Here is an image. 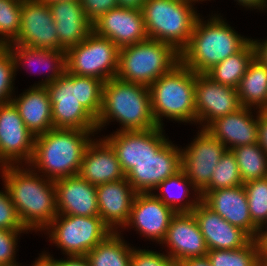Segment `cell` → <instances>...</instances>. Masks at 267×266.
I'll return each mask as SVG.
<instances>
[{"mask_svg": "<svg viewBox=\"0 0 267 266\" xmlns=\"http://www.w3.org/2000/svg\"><path fill=\"white\" fill-rule=\"evenodd\" d=\"M197 137L182 151V170L201 193L210 183L212 173L226 147L207 130L198 131Z\"/></svg>", "mask_w": 267, "mask_h": 266, "instance_id": "4fadbf2b", "label": "cell"}, {"mask_svg": "<svg viewBox=\"0 0 267 266\" xmlns=\"http://www.w3.org/2000/svg\"><path fill=\"white\" fill-rule=\"evenodd\" d=\"M67 256H86L113 231L100 216L58 214L44 229Z\"/></svg>", "mask_w": 267, "mask_h": 266, "instance_id": "9c48e42d", "label": "cell"}, {"mask_svg": "<svg viewBox=\"0 0 267 266\" xmlns=\"http://www.w3.org/2000/svg\"><path fill=\"white\" fill-rule=\"evenodd\" d=\"M35 136L26 127L12 102L0 104V167L28 165L34 152Z\"/></svg>", "mask_w": 267, "mask_h": 266, "instance_id": "8fae6325", "label": "cell"}, {"mask_svg": "<svg viewBox=\"0 0 267 266\" xmlns=\"http://www.w3.org/2000/svg\"><path fill=\"white\" fill-rule=\"evenodd\" d=\"M236 89L243 107L267 110V66L254 57Z\"/></svg>", "mask_w": 267, "mask_h": 266, "instance_id": "f1b7e54d", "label": "cell"}, {"mask_svg": "<svg viewBox=\"0 0 267 266\" xmlns=\"http://www.w3.org/2000/svg\"><path fill=\"white\" fill-rule=\"evenodd\" d=\"M255 57V47L250 40L239 52L210 69L206 75L214 82L237 88L240 79L244 76L248 65Z\"/></svg>", "mask_w": 267, "mask_h": 266, "instance_id": "4dcf8cb0", "label": "cell"}, {"mask_svg": "<svg viewBox=\"0 0 267 266\" xmlns=\"http://www.w3.org/2000/svg\"><path fill=\"white\" fill-rule=\"evenodd\" d=\"M201 201L215 213L233 226L245 231L252 239H256L259 228L253 223L247 202V194L243 185L232 188L202 191Z\"/></svg>", "mask_w": 267, "mask_h": 266, "instance_id": "ffe728a7", "label": "cell"}, {"mask_svg": "<svg viewBox=\"0 0 267 266\" xmlns=\"http://www.w3.org/2000/svg\"><path fill=\"white\" fill-rule=\"evenodd\" d=\"M247 194L249 213L253 223L264 228L267 222V177L251 180L243 184Z\"/></svg>", "mask_w": 267, "mask_h": 266, "instance_id": "d590c367", "label": "cell"}, {"mask_svg": "<svg viewBox=\"0 0 267 266\" xmlns=\"http://www.w3.org/2000/svg\"><path fill=\"white\" fill-rule=\"evenodd\" d=\"M261 246V252L267 257V238H256Z\"/></svg>", "mask_w": 267, "mask_h": 266, "instance_id": "681fc988", "label": "cell"}, {"mask_svg": "<svg viewBox=\"0 0 267 266\" xmlns=\"http://www.w3.org/2000/svg\"><path fill=\"white\" fill-rule=\"evenodd\" d=\"M95 132L52 128L37 135L33 156L28 165L52 181L78 175L84 152Z\"/></svg>", "mask_w": 267, "mask_h": 266, "instance_id": "3957f363", "label": "cell"}, {"mask_svg": "<svg viewBox=\"0 0 267 266\" xmlns=\"http://www.w3.org/2000/svg\"><path fill=\"white\" fill-rule=\"evenodd\" d=\"M92 31L119 48L148 39L142 9H111L92 23Z\"/></svg>", "mask_w": 267, "mask_h": 266, "instance_id": "e0dca14e", "label": "cell"}, {"mask_svg": "<svg viewBox=\"0 0 267 266\" xmlns=\"http://www.w3.org/2000/svg\"><path fill=\"white\" fill-rule=\"evenodd\" d=\"M0 229L28 231L19 219L16 208L5 185L4 191L0 190Z\"/></svg>", "mask_w": 267, "mask_h": 266, "instance_id": "f35d334b", "label": "cell"}, {"mask_svg": "<svg viewBox=\"0 0 267 266\" xmlns=\"http://www.w3.org/2000/svg\"><path fill=\"white\" fill-rule=\"evenodd\" d=\"M239 5L244 6L245 8L265 10L267 8V0H236Z\"/></svg>", "mask_w": 267, "mask_h": 266, "instance_id": "7dc6e473", "label": "cell"}, {"mask_svg": "<svg viewBox=\"0 0 267 266\" xmlns=\"http://www.w3.org/2000/svg\"><path fill=\"white\" fill-rule=\"evenodd\" d=\"M12 44L66 51L60 44L49 5L37 0H22L20 31Z\"/></svg>", "mask_w": 267, "mask_h": 266, "instance_id": "7c38bea8", "label": "cell"}, {"mask_svg": "<svg viewBox=\"0 0 267 266\" xmlns=\"http://www.w3.org/2000/svg\"><path fill=\"white\" fill-rule=\"evenodd\" d=\"M117 121V131L146 130L158 127L151 112L148 86L123 81L117 77L106 81L103 86V102L97 119V132L107 123Z\"/></svg>", "mask_w": 267, "mask_h": 266, "instance_id": "5b68a950", "label": "cell"}, {"mask_svg": "<svg viewBox=\"0 0 267 266\" xmlns=\"http://www.w3.org/2000/svg\"><path fill=\"white\" fill-rule=\"evenodd\" d=\"M11 102L17 108L26 127L34 136L46 133L53 127L52 104L46 87L32 86Z\"/></svg>", "mask_w": 267, "mask_h": 266, "instance_id": "4316f807", "label": "cell"}, {"mask_svg": "<svg viewBox=\"0 0 267 266\" xmlns=\"http://www.w3.org/2000/svg\"><path fill=\"white\" fill-rule=\"evenodd\" d=\"M259 266H267V257L261 252Z\"/></svg>", "mask_w": 267, "mask_h": 266, "instance_id": "816d5d0a", "label": "cell"}, {"mask_svg": "<svg viewBox=\"0 0 267 266\" xmlns=\"http://www.w3.org/2000/svg\"><path fill=\"white\" fill-rule=\"evenodd\" d=\"M182 169V151L168 141L156 155L144 158L125 178L137 193H151L168 177Z\"/></svg>", "mask_w": 267, "mask_h": 266, "instance_id": "2e32d148", "label": "cell"}, {"mask_svg": "<svg viewBox=\"0 0 267 266\" xmlns=\"http://www.w3.org/2000/svg\"><path fill=\"white\" fill-rule=\"evenodd\" d=\"M120 232H112L86 255L90 266H130L133 247Z\"/></svg>", "mask_w": 267, "mask_h": 266, "instance_id": "1f68e13d", "label": "cell"}, {"mask_svg": "<svg viewBox=\"0 0 267 266\" xmlns=\"http://www.w3.org/2000/svg\"><path fill=\"white\" fill-rule=\"evenodd\" d=\"M178 266H212L208 257H192L182 260Z\"/></svg>", "mask_w": 267, "mask_h": 266, "instance_id": "bcb514c9", "label": "cell"}, {"mask_svg": "<svg viewBox=\"0 0 267 266\" xmlns=\"http://www.w3.org/2000/svg\"><path fill=\"white\" fill-rule=\"evenodd\" d=\"M14 78L15 67L12 55L6 46H0V104L9 103L14 97L12 96L15 92Z\"/></svg>", "mask_w": 267, "mask_h": 266, "instance_id": "74e56055", "label": "cell"}, {"mask_svg": "<svg viewBox=\"0 0 267 266\" xmlns=\"http://www.w3.org/2000/svg\"><path fill=\"white\" fill-rule=\"evenodd\" d=\"M37 1H41V2H43V3H47V4H49V3H52V2L62 1V0H37Z\"/></svg>", "mask_w": 267, "mask_h": 266, "instance_id": "db71d44e", "label": "cell"}, {"mask_svg": "<svg viewBox=\"0 0 267 266\" xmlns=\"http://www.w3.org/2000/svg\"><path fill=\"white\" fill-rule=\"evenodd\" d=\"M130 266H178L167 253L146 249H132Z\"/></svg>", "mask_w": 267, "mask_h": 266, "instance_id": "ab89813d", "label": "cell"}, {"mask_svg": "<svg viewBox=\"0 0 267 266\" xmlns=\"http://www.w3.org/2000/svg\"><path fill=\"white\" fill-rule=\"evenodd\" d=\"M6 47L9 49L15 67V75L19 66L28 65H43L49 71V74L45 80L33 86H43L56 81L58 78L63 76L67 71L66 64V51L64 50H47V49H35L32 47L19 45V44H8ZM23 62V63H22ZM21 63V64H20ZM27 66V67H28Z\"/></svg>", "mask_w": 267, "mask_h": 266, "instance_id": "83f0119b", "label": "cell"}, {"mask_svg": "<svg viewBox=\"0 0 267 266\" xmlns=\"http://www.w3.org/2000/svg\"><path fill=\"white\" fill-rule=\"evenodd\" d=\"M22 0H0V46L12 44L21 25Z\"/></svg>", "mask_w": 267, "mask_h": 266, "instance_id": "8d00e7d4", "label": "cell"}, {"mask_svg": "<svg viewBox=\"0 0 267 266\" xmlns=\"http://www.w3.org/2000/svg\"><path fill=\"white\" fill-rule=\"evenodd\" d=\"M31 266H45L38 258L34 261L33 265Z\"/></svg>", "mask_w": 267, "mask_h": 266, "instance_id": "f5cc1de1", "label": "cell"}, {"mask_svg": "<svg viewBox=\"0 0 267 266\" xmlns=\"http://www.w3.org/2000/svg\"><path fill=\"white\" fill-rule=\"evenodd\" d=\"M175 212L165 205L153 192L137 193L125 229L133 226L147 239L161 244L166 237L171 218Z\"/></svg>", "mask_w": 267, "mask_h": 266, "instance_id": "ac0fdd59", "label": "cell"}, {"mask_svg": "<svg viewBox=\"0 0 267 266\" xmlns=\"http://www.w3.org/2000/svg\"><path fill=\"white\" fill-rule=\"evenodd\" d=\"M104 81L66 73L47 84L54 128L97 131Z\"/></svg>", "mask_w": 267, "mask_h": 266, "instance_id": "6da1fadb", "label": "cell"}, {"mask_svg": "<svg viewBox=\"0 0 267 266\" xmlns=\"http://www.w3.org/2000/svg\"><path fill=\"white\" fill-rule=\"evenodd\" d=\"M60 44L67 50L78 45L92 32L80 0H62L49 3Z\"/></svg>", "mask_w": 267, "mask_h": 266, "instance_id": "484cf974", "label": "cell"}, {"mask_svg": "<svg viewBox=\"0 0 267 266\" xmlns=\"http://www.w3.org/2000/svg\"><path fill=\"white\" fill-rule=\"evenodd\" d=\"M119 52L114 42L92 31L81 43L66 50L67 72L106 82L117 75Z\"/></svg>", "mask_w": 267, "mask_h": 266, "instance_id": "30bf717a", "label": "cell"}, {"mask_svg": "<svg viewBox=\"0 0 267 266\" xmlns=\"http://www.w3.org/2000/svg\"><path fill=\"white\" fill-rule=\"evenodd\" d=\"M162 127L135 131H115L104 139L115 151L126 175L144 158H150L169 141Z\"/></svg>", "mask_w": 267, "mask_h": 266, "instance_id": "5bb4252c", "label": "cell"}, {"mask_svg": "<svg viewBox=\"0 0 267 266\" xmlns=\"http://www.w3.org/2000/svg\"><path fill=\"white\" fill-rule=\"evenodd\" d=\"M38 259L45 266H90L86 256H67V259L57 260L48 253H42Z\"/></svg>", "mask_w": 267, "mask_h": 266, "instance_id": "7bdbcfd3", "label": "cell"}, {"mask_svg": "<svg viewBox=\"0 0 267 266\" xmlns=\"http://www.w3.org/2000/svg\"><path fill=\"white\" fill-rule=\"evenodd\" d=\"M203 21L198 16L180 61L197 74H206L228 56L239 52L252 38L238 34L219 15Z\"/></svg>", "mask_w": 267, "mask_h": 266, "instance_id": "277c9868", "label": "cell"}, {"mask_svg": "<svg viewBox=\"0 0 267 266\" xmlns=\"http://www.w3.org/2000/svg\"><path fill=\"white\" fill-rule=\"evenodd\" d=\"M190 188L197 194L196 197L194 196L195 200H186L188 197L189 199L191 198L188 196L191 194L189 193V190H191ZM172 189H177L176 191H172L176 193L172 194ZM154 190H160L159 194L157 193L154 195L165 205L170 207L175 213L192 212L201 202V194L195 189L193 183L189 180L182 169L175 175L165 179Z\"/></svg>", "mask_w": 267, "mask_h": 266, "instance_id": "f546056e", "label": "cell"}, {"mask_svg": "<svg viewBox=\"0 0 267 266\" xmlns=\"http://www.w3.org/2000/svg\"><path fill=\"white\" fill-rule=\"evenodd\" d=\"M252 42L255 47V57L267 66V39L262 42H260L258 39H252Z\"/></svg>", "mask_w": 267, "mask_h": 266, "instance_id": "f6af8a7d", "label": "cell"}, {"mask_svg": "<svg viewBox=\"0 0 267 266\" xmlns=\"http://www.w3.org/2000/svg\"><path fill=\"white\" fill-rule=\"evenodd\" d=\"M192 213L204 237L208 251L237 249L246 246L252 240L245 231L230 224L202 201Z\"/></svg>", "mask_w": 267, "mask_h": 266, "instance_id": "44dd1931", "label": "cell"}, {"mask_svg": "<svg viewBox=\"0 0 267 266\" xmlns=\"http://www.w3.org/2000/svg\"><path fill=\"white\" fill-rule=\"evenodd\" d=\"M235 155L226 150L212 173L210 183L203 191L232 188L243 185Z\"/></svg>", "mask_w": 267, "mask_h": 266, "instance_id": "e575fe53", "label": "cell"}, {"mask_svg": "<svg viewBox=\"0 0 267 266\" xmlns=\"http://www.w3.org/2000/svg\"><path fill=\"white\" fill-rule=\"evenodd\" d=\"M96 192L99 216L113 232H118V227L123 228L129 220L137 192L126 178L97 185Z\"/></svg>", "mask_w": 267, "mask_h": 266, "instance_id": "cb8c5ba5", "label": "cell"}, {"mask_svg": "<svg viewBox=\"0 0 267 266\" xmlns=\"http://www.w3.org/2000/svg\"><path fill=\"white\" fill-rule=\"evenodd\" d=\"M24 232L28 233V231L0 229V266H20L15 260L16 251L18 250L16 246L18 237H20L18 235Z\"/></svg>", "mask_w": 267, "mask_h": 266, "instance_id": "60d3db41", "label": "cell"}, {"mask_svg": "<svg viewBox=\"0 0 267 266\" xmlns=\"http://www.w3.org/2000/svg\"><path fill=\"white\" fill-rule=\"evenodd\" d=\"M27 166L1 167V176L24 227L43 231L58 215L55 183Z\"/></svg>", "mask_w": 267, "mask_h": 266, "instance_id": "7a4b0ae2", "label": "cell"}, {"mask_svg": "<svg viewBox=\"0 0 267 266\" xmlns=\"http://www.w3.org/2000/svg\"><path fill=\"white\" fill-rule=\"evenodd\" d=\"M193 2L197 1L145 0L142 13L148 38L168 43L180 53L188 45L200 15Z\"/></svg>", "mask_w": 267, "mask_h": 266, "instance_id": "52a82bcc", "label": "cell"}, {"mask_svg": "<svg viewBox=\"0 0 267 266\" xmlns=\"http://www.w3.org/2000/svg\"><path fill=\"white\" fill-rule=\"evenodd\" d=\"M54 183L58 214L99 216L95 185L79 175L61 178Z\"/></svg>", "mask_w": 267, "mask_h": 266, "instance_id": "603a6c76", "label": "cell"}, {"mask_svg": "<svg viewBox=\"0 0 267 266\" xmlns=\"http://www.w3.org/2000/svg\"><path fill=\"white\" fill-rule=\"evenodd\" d=\"M244 183L267 177V154L258 143L231 149Z\"/></svg>", "mask_w": 267, "mask_h": 266, "instance_id": "d6a6232c", "label": "cell"}, {"mask_svg": "<svg viewBox=\"0 0 267 266\" xmlns=\"http://www.w3.org/2000/svg\"><path fill=\"white\" fill-rule=\"evenodd\" d=\"M161 244L177 263L192 257L207 256L208 248L192 212L175 213Z\"/></svg>", "mask_w": 267, "mask_h": 266, "instance_id": "d6986e66", "label": "cell"}, {"mask_svg": "<svg viewBox=\"0 0 267 266\" xmlns=\"http://www.w3.org/2000/svg\"><path fill=\"white\" fill-rule=\"evenodd\" d=\"M145 0H117L118 7L129 9H142Z\"/></svg>", "mask_w": 267, "mask_h": 266, "instance_id": "c3c4849f", "label": "cell"}, {"mask_svg": "<svg viewBox=\"0 0 267 266\" xmlns=\"http://www.w3.org/2000/svg\"><path fill=\"white\" fill-rule=\"evenodd\" d=\"M87 19L93 23L100 16L118 7L117 0H80Z\"/></svg>", "mask_w": 267, "mask_h": 266, "instance_id": "b9f144b4", "label": "cell"}, {"mask_svg": "<svg viewBox=\"0 0 267 266\" xmlns=\"http://www.w3.org/2000/svg\"><path fill=\"white\" fill-rule=\"evenodd\" d=\"M92 139L88 144L78 175L92 185H101L125 178L111 145L104 139Z\"/></svg>", "mask_w": 267, "mask_h": 266, "instance_id": "d4e9b609", "label": "cell"}, {"mask_svg": "<svg viewBox=\"0 0 267 266\" xmlns=\"http://www.w3.org/2000/svg\"><path fill=\"white\" fill-rule=\"evenodd\" d=\"M265 226L267 225V222L264 224ZM266 230H264V228H261L259 230V234L257 236V238H267V226L265 227Z\"/></svg>", "mask_w": 267, "mask_h": 266, "instance_id": "f907efd6", "label": "cell"}, {"mask_svg": "<svg viewBox=\"0 0 267 266\" xmlns=\"http://www.w3.org/2000/svg\"><path fill=\"white\" fill-rule=\"evenodd\" d=\"M258 144L267 154V110H258Z\"/></svg>", "mask_w": 267, "mask_h": 266, "instance_id": "ee69618b", "label": "cell"}, {"mask_svg": "<svg viewBox=\"0 0 267 266\" xmlns=\"http://www.w3.org/2000/svg\"><path fill=\"white\" fill-rule=\"evenodd\" d=\"M261 246L252 239L246 246L232 250H210L207 257L212 266H259Z\"/></svg>", "mask_w": 267, "mask_h": 266, "instance_id": "836d02e7", "label": "cell"}, {"mask_svg": "<svg viewBox=\"0 0 267 266\" xmlns=\"http://www.w3.org/2000/svg\"><path fill=\"white\" fill-rule=\"evenodd\" d=\"M242 107L236 88L214 82L206 74L195 73L196 123L204 124L202 129Z\"/></svg>", "mask_w": 267, "mask_h": 266, "instance_id": "9a60e30c", "label": "cell"}, {"mask_svg": "<svg viewBox=\"0 0 267 266\" xmlns=\"http://www.w3.org/2000/svg\"><path fill=\"white\" fill-rule=\"evenodd\" d=\"M180 62V53L168 43L147 39L120 48L116 77L150 86Z\"/></svg>", "mask_w": 267, "mask_h": 266, "instance_id": "ba28073f", "label": "cell"}, {"mask_svg": "<svg viewBox=\"0 0 267 266\" xmlns=\"http://www.w3.org/2000/svg\"><path fill=\"white\" fill-rule=\"evenodd\" d=\"M151 112L158 127L163 117L177 122H197L195 72L181 61L149 87Z\"/></svg>", "mask_w": 267, "mask_h": 266, "instance_id": "8992f818", "label": "cell"}, {"mask_svg": "<svg viewBox=\"0 0 267 266\" xmlns=\"http://www.w3.org/2000/svg\"><path fill=\"white\" fill-rule=\"evenodd\" d=\"M252 109L242 107L236 112L219 117L205 130L219 140L227 150L258 143V110L254 116Z\"/></svg>", "mask_w": 267, "mask_h": 266, "instance_id": "7402d4cb", "label": "cell"}]
</instances>
